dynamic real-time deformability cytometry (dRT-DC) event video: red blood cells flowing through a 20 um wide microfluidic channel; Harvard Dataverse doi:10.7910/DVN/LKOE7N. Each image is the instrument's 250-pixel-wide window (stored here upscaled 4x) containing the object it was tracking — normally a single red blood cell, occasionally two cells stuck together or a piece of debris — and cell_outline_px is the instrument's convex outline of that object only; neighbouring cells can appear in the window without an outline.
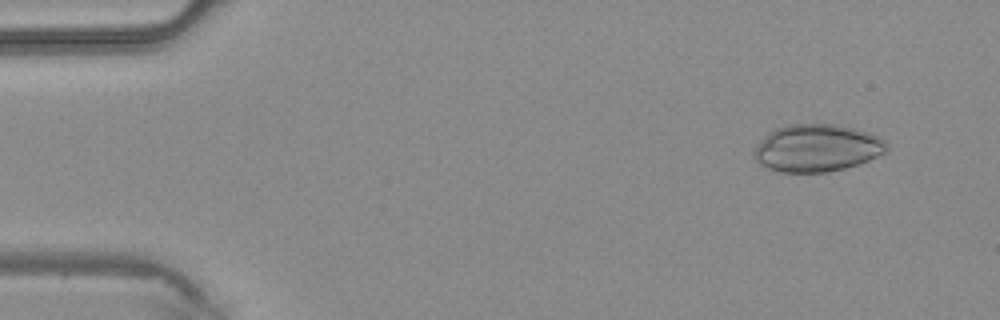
{"species": "common noctule bat (a hibernating species)", "species_latin": "Nyctalus noctula", "temperature_condition": "warm", "stored_images_in_passage": 43, "camera_frame_rate_fps": 3000, "um_per_image_px": 0.085, "animal": {"sex": "male", "body_mass_g": 20.4}, "frame": {"image": 1, "passage_image": 4, "time_ms": 1.0, "image_size_px": [1000, 320], "cell_outline_px": [[888, 148], [884, 152], [868, 160], [844, 168], [828, 172], [780, 172], [768, 168], [760, 164], [752, 156], [752, 152], [764, 136], [768, 132], [776, 128], [788, 124], [836, 124], [868, 132], [880, 136], [888, 144]], "centroid_in_image_um": [69.41, 12.57], "position_along_channel_um": 15.6, "area_um2": 36.59}}
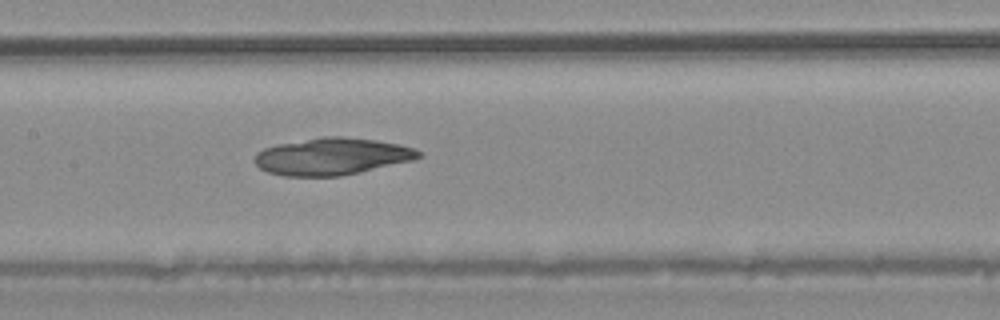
{"frame": {"image": 2, "passage_image": 21, "time_ms": 6.667, "image_size_px": [1000, 320], "cell_outline_px": [[424, 156], [416, 160], [360, 172], [340, 176], [284, 176], [268, 172], [260, 168], [252, 160], [256, 152], [264, 148], [276, 144], [324, 136], [344, 136], [376, 140], [396, 144], [412, 148], [424, 152]], "centroid_in_image_um": [28.23, 13.29], "position_along_channel_um": 179.2, "area_um2": 35.72}}
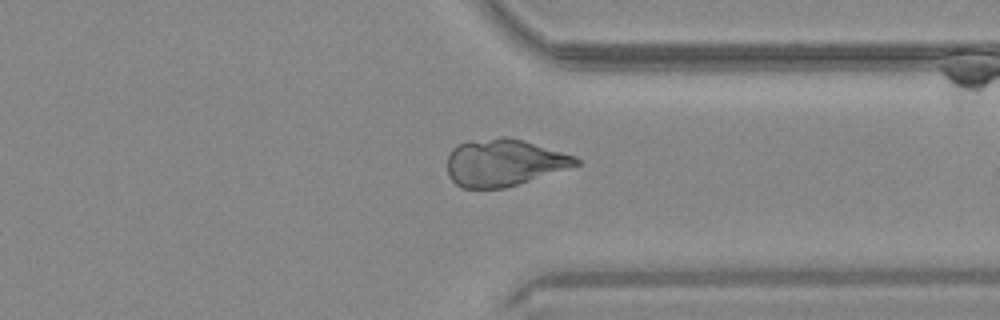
{"frame": {"image": 3, "passage_image": 33, "time_ms": 10.667, "image_size_px": [1000, 320], "cell_outline_px": [[580, 164], [504, 188], [460, 188], [448, 176], [448, 156], [452, 148], [456, 144], [468, 140], [504, 136], [524, 140], [576, 156], [580, 160]], "centroid_in_image_um": [42.79, 13.8], "position_along_channel_um": 368.6, "area_um2": 35.26}}